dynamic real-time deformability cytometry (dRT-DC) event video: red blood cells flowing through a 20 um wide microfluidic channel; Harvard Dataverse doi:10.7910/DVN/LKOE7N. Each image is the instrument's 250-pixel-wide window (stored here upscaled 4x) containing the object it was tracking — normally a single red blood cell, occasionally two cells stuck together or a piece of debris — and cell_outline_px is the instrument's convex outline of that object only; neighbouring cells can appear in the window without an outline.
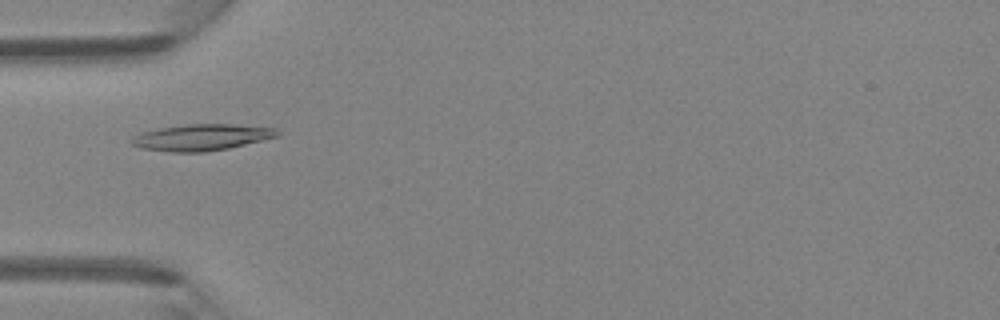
{"species": "Egyptian fruit bat (a non-hibernating species)", "species_latin": "Rousettus aegyptiacus", "temperature_condition": "room temperature", "stored_images_in_passage": 33, "camera_frame_rate_fps": 3000, "um_per_image_px": 0.085, "animal": {"sex": "female"}, "frame": {"image": 1, "passage_image": 2, "time_ms": 0.333, "image_size_px": [1000, 320], "cell_outline_px": [[280, 136], [228, 148], [204, 152], [172, 152], [140, 148], [132, 144], [128, 140], [132, 136], [144, 132], [160, 128], [184, 124], [232, 124], [276, 128], [280, 132]], "centroid_in_image_um": [17.13, 11.67], "position_along_channel_um": 67.9, "area_um2": 22.43}}
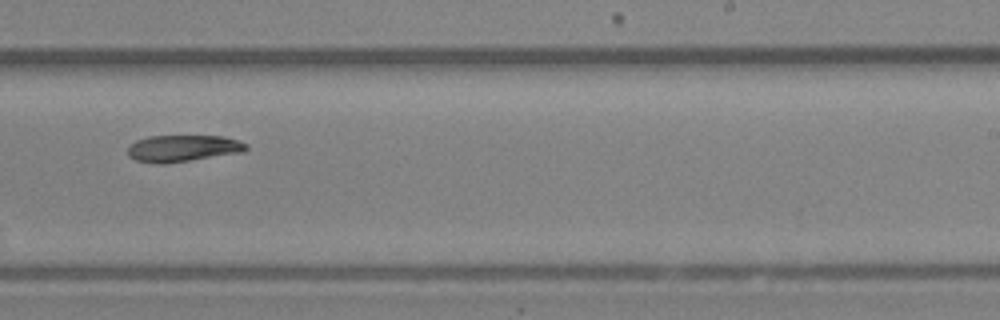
{"frame": {"image": 2, "passage_image": 16, "time_ms": 5.0, "image_size_px": [1000, 320], "cell_outline_px": [[248, 148], [244, 152], [164, 164], [160, 164], [136, 160], [128, 156], [128, 148], [136, 140], [148, 136], [224, 136], [248, 144]], "centroid_in_image_um": [15.55, 12.61], "position_along_channel_um": 273.4, "area_um2": 18.38}}
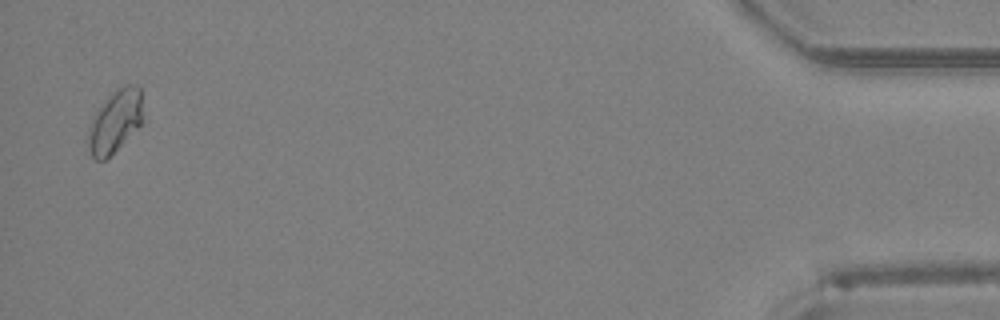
{"frame": {"image": 3, "passage_image": 32, "time_ms": 10.333, "image_size_px": [1000, 320], "cell_outline_px": [[140, 124], [104, 160], [96, 160], [92, 156], [84, 140], [92, 116], [104, 100], [108, 96], [124, 84], [132, 84], [140, 88]], "centroid_in_image_um": [9.67, 10.32], "position_along_channel_um": 425.5, "area_um2": 19.48}}